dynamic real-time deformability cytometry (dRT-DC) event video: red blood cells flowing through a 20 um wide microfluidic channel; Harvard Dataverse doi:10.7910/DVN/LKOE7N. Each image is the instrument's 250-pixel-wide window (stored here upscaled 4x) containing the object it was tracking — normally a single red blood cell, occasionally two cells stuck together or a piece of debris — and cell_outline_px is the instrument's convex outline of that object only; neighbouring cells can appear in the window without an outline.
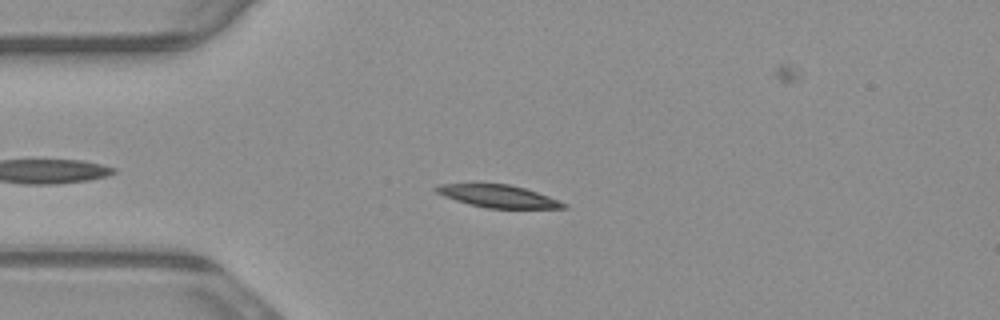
{"species": "common noctule bat (a hibernating species)", "species_latin": "Nyctalus noctula", "temperature_condition": "warm", "stored_images_in_passage": 4, "camera_frame_rate_fps": 3000, "um_per_image_px": 0.085, "animal": {"sex": "male", "body_mass_g": 23.1, "forearm_length_mm": 52.7}, "frame": {"image": 1, "passage_image": 2, "time_ms": 0.333, "image_size_px": [1000, 320], "cell_outline_px": [[568, 208], [488, 208], [468, 204], [444, 196], [436, 192], [432, 188], [440, 184], [508, 184], [524, 188], [548, 196], [568, 204]], "centroid_in_image_um": [42.34, 16.68], "position_along_channel_um": 42.7, "area_um2": 16.53}}